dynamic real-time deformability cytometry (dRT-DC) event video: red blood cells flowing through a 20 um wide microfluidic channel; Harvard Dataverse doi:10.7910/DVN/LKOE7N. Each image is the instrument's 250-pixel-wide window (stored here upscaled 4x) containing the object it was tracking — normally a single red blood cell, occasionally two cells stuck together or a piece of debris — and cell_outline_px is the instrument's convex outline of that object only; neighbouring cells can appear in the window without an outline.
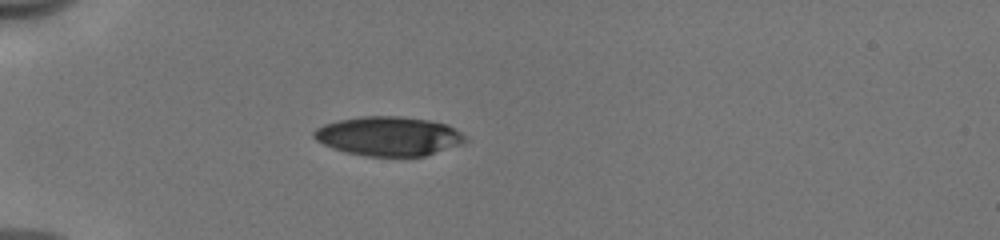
{"species": "human", "species_latin": "Homo sapiens", "temperature_condition": "cold", "stored_images_in_passage": 37, "camera_frame_rate_fps": 3000, "um_per_image_px": 0.085, "donor": {"sex": "male"}, "frame": {"image": 1, "passage_image": 1, "time_ms": 0.0, "image_size_px": [1000, 240], "cell_outline_px": [[468, 140], [464, 144], [424, 156], [364, 156], [332, 148], [316, 140], [312, 136], [312, 132], [316, 128], [324, 124], [340, 120], [360, 116], [400, 116], [428, 120], [448, 124], [460, 132]], "centroid_in_image_um": [33.05, 11.57], "position_along_channel_um": 52.0, "area_um2": 34.68}}
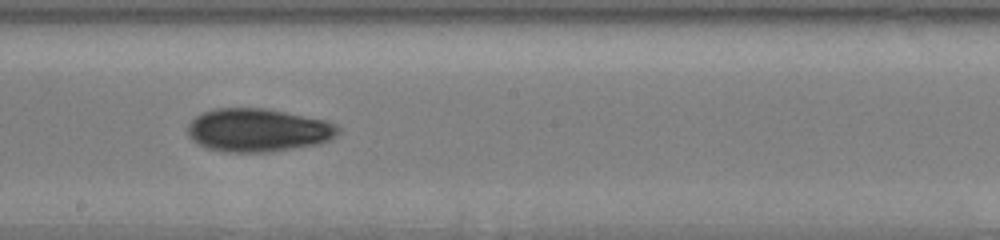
{"frame": {"image": 2, "passage_image": 16, "time_ms": 5.0, "image_size_px": [1000, 240], "cell_outline_px": [[340, 132], [332, 140], [320, 144], [268, 152], [228, 152], [208, 148], [192, 140], [188, 136], [188, 124], [196, 116], [204, 112], [216, 108], [264, 108], [328, 120], [336, 124], [340, 128]], "centroid_in_image_um": [21.98, 11.06], "position_along_channel_um": 226.2, "area_um2": 38.09}}
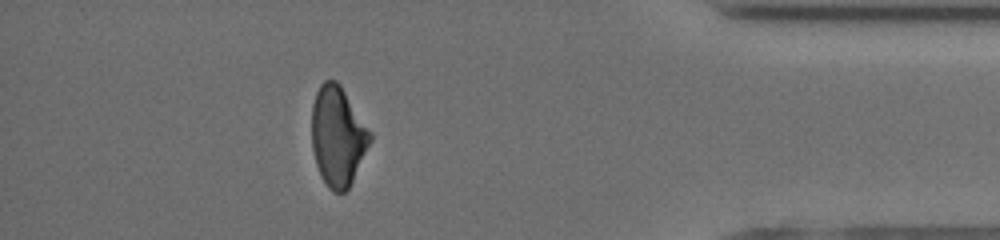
{"frame": {"image": 3, "passage_image": 32, "time_ms": 10.333, "image_size_px": [1000, 240], "cell_outline_px": [[372, 140], [348, 188], [344, 192], [332, 192], [328, 188], [316, 164], [312, 148], [312, 104], [316, 92], [320, 84], [324, 80], [336, 80], [340, 84], [372, 132]], "centroid_in_image_um": [28.71, 11.55], "position_along_channel_um": 406.5, "area_um2": 33.81}, "authors_computed_cell_mechanics": {"area_um2": 36.2984, "velocity_mm_per_s": 3.9853, "shape_relaxation_time_tau1_ms": 3.7481, "shape_relaxation_time_tau2_ms": 9.0881, "deformation_change_tau1": 0.1273, "deformation_change_tau2": 0.1613}}